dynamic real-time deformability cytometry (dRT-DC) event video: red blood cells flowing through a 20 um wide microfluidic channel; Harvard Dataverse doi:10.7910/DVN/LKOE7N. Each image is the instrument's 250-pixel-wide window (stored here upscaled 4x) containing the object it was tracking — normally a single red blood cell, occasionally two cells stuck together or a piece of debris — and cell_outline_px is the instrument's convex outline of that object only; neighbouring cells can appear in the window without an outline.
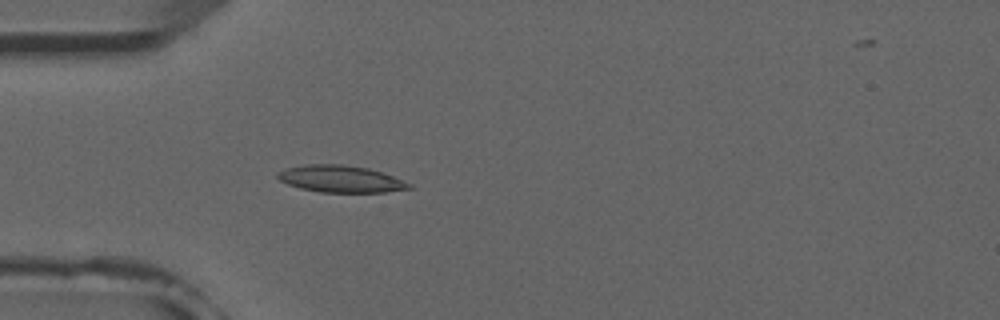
{"species": "common noctule bat (a hibernating species)", "species_latin": "Nyctalus noctula", "temperature_condition": "room temperature", "stored_images_in_passage": 5, "camera_frame_rate_fps": 3000, "um_per_image_px": 0.085, "animal": {"sex": "male", "forearm_length_mm": 52.5}, "frame": {"image": 1, "passage_image": 5, "time_ms": 4.667, "image_size_px": [1000, 320], "cell_outline_px": [[412, 188], [384, 192], [320, 192], [300, 188], [288, 184], [280, 180], [276, 176], [276, 172], [284, 168], [308, 164], [344, 164], [368, 168], [384, 172], [412, 184]], "centroid_in_image_um": [28.95, 15.2], "position_along_channel_um": 56.1, "area_um2": 20.75}}